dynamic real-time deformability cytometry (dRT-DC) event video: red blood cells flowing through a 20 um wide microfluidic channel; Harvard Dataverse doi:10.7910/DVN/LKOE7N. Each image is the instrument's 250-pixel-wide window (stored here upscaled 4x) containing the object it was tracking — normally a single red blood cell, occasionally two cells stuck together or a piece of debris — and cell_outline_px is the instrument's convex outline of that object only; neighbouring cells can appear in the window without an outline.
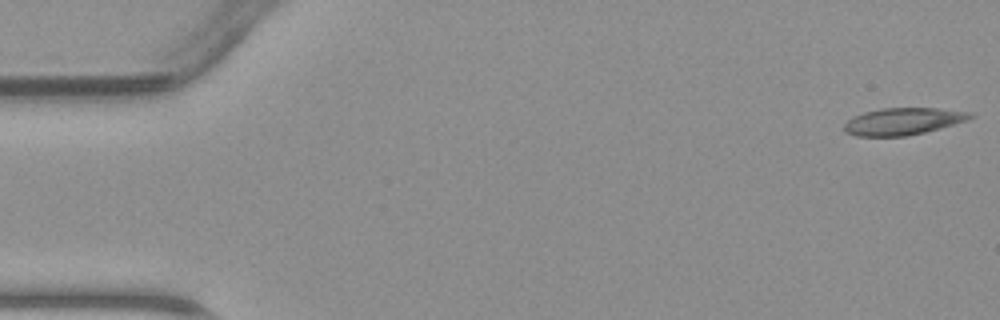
{"species": "common noctule bat (a hibernating species)", "species_latin": "Nyctalus noctula", "temperature_condition": "warm", "stored_images_in_passage": 47, "camera_frame_rate_fps": 3000, "um_per_image_px": 0.085, "animal": {"sex": "male", "body_mass_g": 23.1, "forearm_length_mm": 52.7}, "frame": {"image": 1, "passage_image": 1, "time_ms": 0.0, "image_size_px": [1000, 320], "cell_outline_px": [[976, 116], [968, 120], [940, 128], [924, 132], [904, 136], [856, 136], [844, 132], [844, 124], [852, 116], [864, 112], [880, 108], [936, 108], [972, 112]], "centroid_in_image_um": [76.76, 10.31], "position_along_channel_um": 8.2, "area_um2": 19.94}}
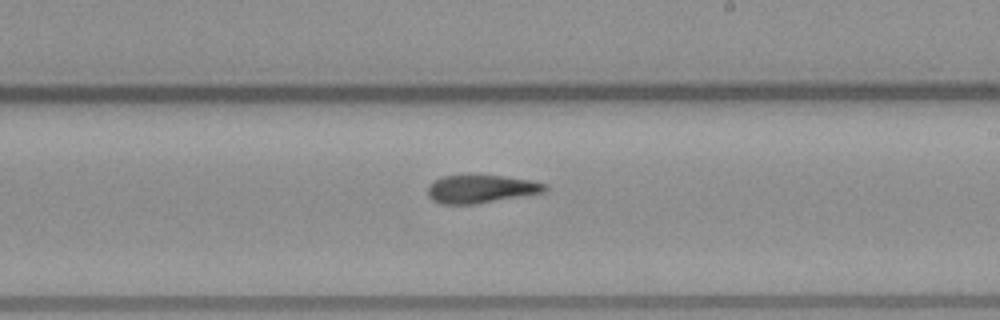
{"frame": {"image": 2, "passage_image": 27, "time_ms": 8.667, "image_size_px": [1000, 320], "cell_outline_px": [[548, 188], [544, 192], [472, 204], [440, 204], [432, 200], [428, 196], [428, 184], [444, 176], [504, 176], [532, 180], [548, 184]], "centroid_in_image_um": [40.88, 16.06], "position_along_channel_um": 248.1, "area_um2": 18.9}}
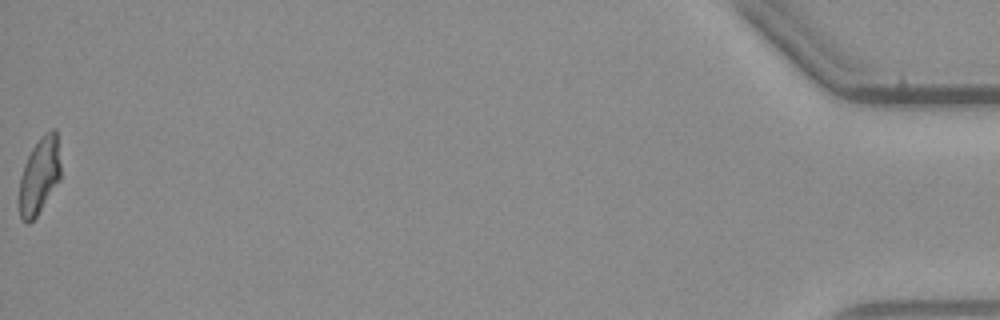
{"frame": {"image": 3, "passage_image": 47, "time_ms": 15.333, "image_size_px": [1000, 320], "cell_outline_px": [[60, 180], [36, 216], [28, 224], [20, 216], [16, 200], [20, 176], [24, 164], [32, 148], [40, 136], [44, 132], [52, 128], [56, 128], [60, 164]], "centroid_in_image_um": [3.31, 14.94], "position_along_channel_um": 431.9, "area_um2": 18.9}}